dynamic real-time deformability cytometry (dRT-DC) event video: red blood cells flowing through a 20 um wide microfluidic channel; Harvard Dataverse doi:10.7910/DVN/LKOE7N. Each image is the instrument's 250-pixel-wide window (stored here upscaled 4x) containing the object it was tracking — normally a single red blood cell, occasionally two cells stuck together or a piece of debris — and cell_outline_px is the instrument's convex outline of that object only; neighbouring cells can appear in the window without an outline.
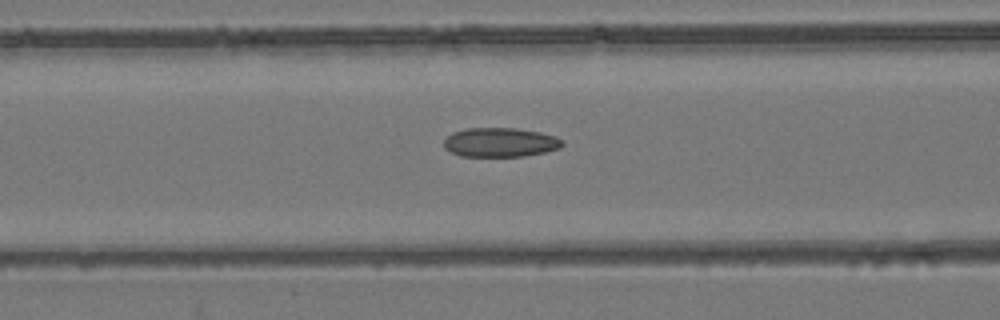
{"species": "common noctule bat (a hibernating species)", "species_latin": "Nyctalus noctula", "temperature_condition": "room temperature", "stored_images_in_passage": 55, "camera_frame_rate_fps": 3000, "um_per_image_px": 0.085, "animal": {"sex": "female", "body_mass_g": 24.6, "forearm_length_mm": 56.2}, "frame": {"image": 1, "passage_image": 23, "time_ms": 7.333, "image_size_px": [1000, 320], "cell_outline_px": [[564, 144], [560, 148], [544, 152], [524, 156], [460, 156], [444, 148], [444, 140], [452, 132], [468, 128], [516, 128], [540, 132], [564, 140]], "centroid_in_image_um": [42.51, 12.1], "position_along_channel_um": 124.1, "area_um2": 20.11}}
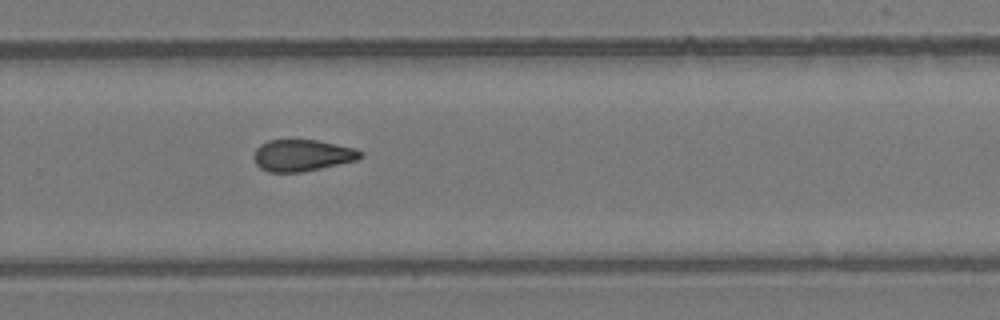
{"frame": {"image": 2, "passage_image": 37, "time_ms": 12.0, "image_size_px": [1000, 320], "cell_outline_px": [[364, 156], [356, 160], [320, 168], [300, 172], [268, 172], [260, 168], [256, 164], [252, 156], [256, 148], [260, 144], [268, 140], [316, 140], [356, 148], [364, 152]], "centroid_in_image_um": [25.67, 13.2], "position_along_channel_um": 304.1, "area_um2": 19.71}}
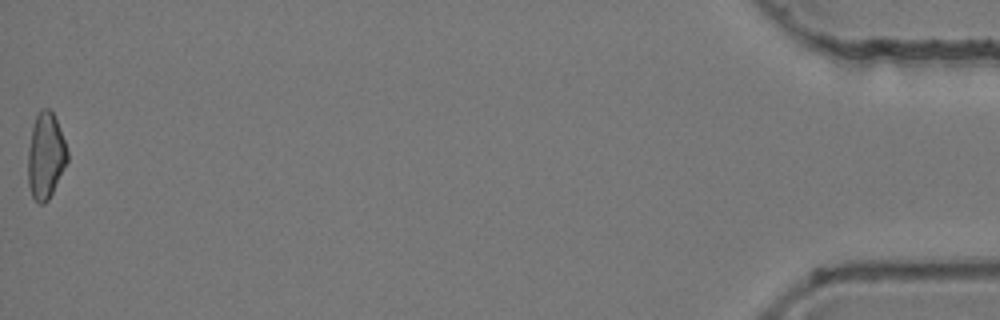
{"frame": {"image": 3, "passage_image": 55, "time_ms": 18.0, "image_size_px": [1000, 320], "cell_outline_px": [[68, 160], [48, 200], [44, 204], [40, 204], [32, 196], [28, 184], [28, 148], [32, 128], [36, 116], [40, 108], [48, 108], [52, 112], [56, 120], [64, 140], [68, 152]], "centroid_in_image_um": [3.87, 13.24], "position_along_channel_um": 431.3, "area_um2": 19.54}, "authors_computed_cell_mechanics": {"area_um2": 20.1144, "velocity_mm_per_s": 3.8738, "shape_relaxation_time_tau1_ms": null, "shape_relaxation_time_tau2_ms": 4.0583, "deformation_change_tau1": null, "deformation_change_tau2": 0.1067}}